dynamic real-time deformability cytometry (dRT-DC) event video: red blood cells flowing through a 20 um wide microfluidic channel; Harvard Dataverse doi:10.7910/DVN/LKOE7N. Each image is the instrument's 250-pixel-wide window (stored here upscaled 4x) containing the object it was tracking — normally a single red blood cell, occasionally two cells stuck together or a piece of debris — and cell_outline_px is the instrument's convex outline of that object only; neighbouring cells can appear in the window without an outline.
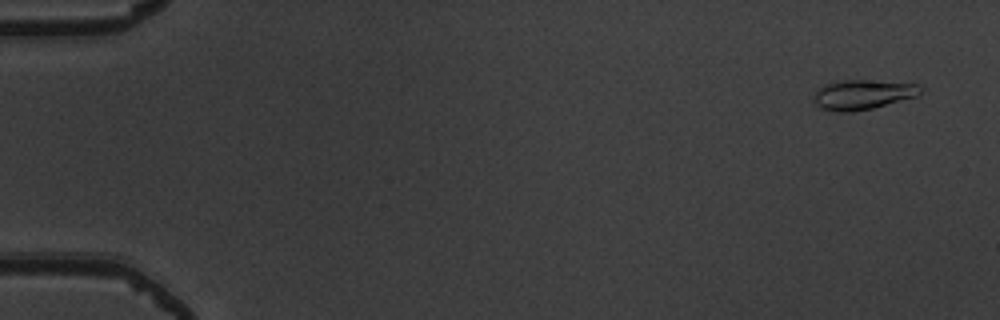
{"species": "common noctule bat (a hibernating species)", "species_latin": "Nyctalus noctula", "temperature_condition": "warm", "stored_images_in_passage": 14, "camera_frame_rate_fps": 3000, "um_per_image_px": 0.085, "animal": {"sex": "male", "body_mass_g": 19.5, "forearm_length_mm": 54.6}, "frame": {"image": 1, "passage_image": 3, "time_ms": 0.667, "image_size_px": [1000, 320], "cell_outline_px": [[924, 88], [916, 96], [872, 108], [852, 112], [840, 112], [820, 108], [812, 100], [812, 96], [816, 88], [824, 84], [840, 80], [864, 80], [916, 84]], "centroid_in_image_um": [73.24, 8.04], "position_along_channel_um": 11.8, "area_um2": 18.5}}